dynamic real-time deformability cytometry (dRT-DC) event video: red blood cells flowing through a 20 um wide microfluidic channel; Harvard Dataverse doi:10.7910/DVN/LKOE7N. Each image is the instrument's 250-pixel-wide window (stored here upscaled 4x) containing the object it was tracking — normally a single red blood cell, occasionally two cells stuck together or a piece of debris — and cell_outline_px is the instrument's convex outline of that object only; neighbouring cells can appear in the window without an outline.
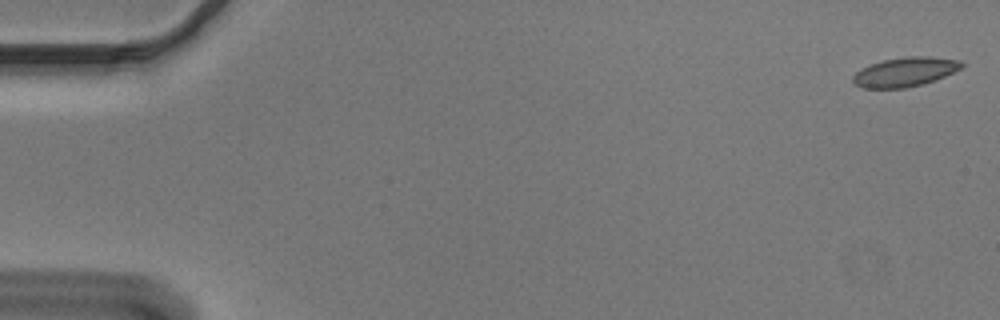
{"species": "Egyptian fruit bat (a non-hibernating species)", "species_latin": "Rousettus aegyptiacus", "temperature_condition": "cold", "stored_images_in_passage": 9, "camera_frame_rate_fps": 3000, "um_per_image_px": 0.085, "animal": {"sex": "male"}, "frame": {"image": 1, "passage_image": 1, "time_ms": 0.0, "image_size_px": [1000, 320], "cell_outline_px": [[964, 64], [960, 68], [944, 76], [920, 84], [904, 88], [864, 88], [856, 84], [852, 80], [852, 76], [860, 68], [884, 60], [904, 56], [932, 56], [960, 60]], "centroid_in_image_um": [76.9, 6.1], "position_along_channel_um": 8.1, "area_um2": 18.32}}